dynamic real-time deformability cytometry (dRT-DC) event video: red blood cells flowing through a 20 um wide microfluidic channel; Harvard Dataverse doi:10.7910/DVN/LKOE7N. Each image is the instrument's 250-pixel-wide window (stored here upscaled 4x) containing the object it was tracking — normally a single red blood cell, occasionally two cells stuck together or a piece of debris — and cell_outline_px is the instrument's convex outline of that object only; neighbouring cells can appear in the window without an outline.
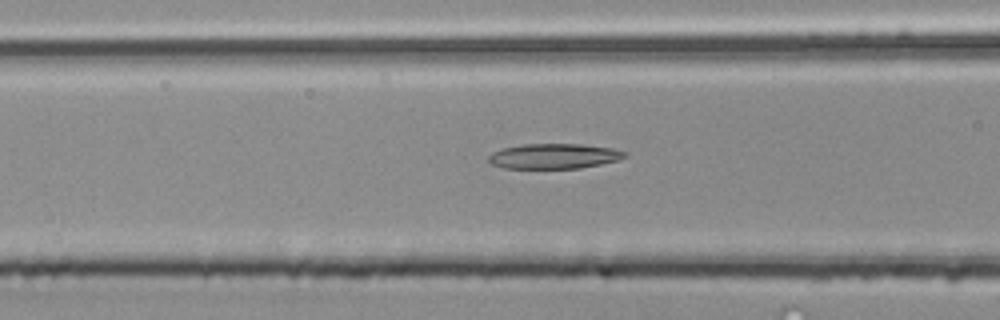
{"species": "common noctule bat (a hibernating species)", "species_latin": "Nyctalus noctula", "temperature_condition": "room temperature", "stored_images_in_passage": 38, "camera_frame_rate_fps": 3000, "um_per_image_px": 0.085, "animal": {"sex": "male", "body_mass_g": 20.4}, "frame": {"image": 1, "passage_image": 17, "time_ms": 5.333, "image_size_px": [1000, 320], "cell_outline_px": [[628, 156], [620, 160], [580, 168], [504, 168], [492, 164], [488, 160], [488, 156], [492, 152], [504, 148], [524, 144], [580, 144], [612, 148], [628, 152]], "centroid_in_image_um": [47.13, 13.27], "position_along_channel_um": 119.5, "area_um2": 19.94}}
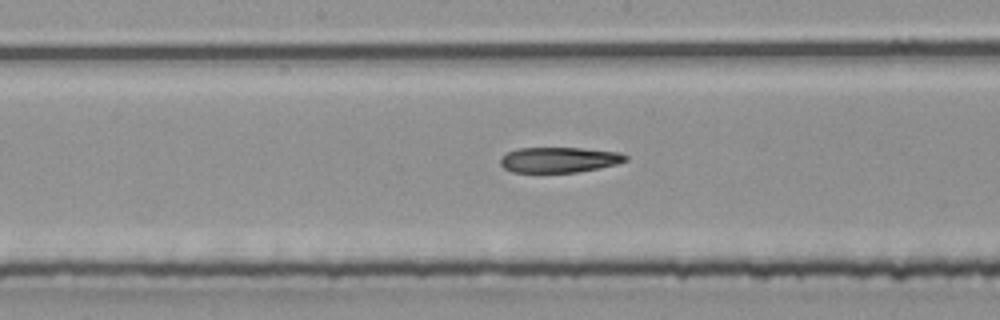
{"frame": {"image": 2, "passage_image": 23, "time_ms": 7.333, "image_size_px": [1000, 320], "cell_outline_px": [[628, 160], [616, 164], [600, 168], [576, 172], [512, 172], [504, 168], [500, 164], [500, 160], [508, 152], [520, 148], [580, 148], [620, 152], [628, 156]], "centroid_in_image_um": [47.56, 13.58], "position_along_channel_um": 200.6, "area_um2": 18.44}}
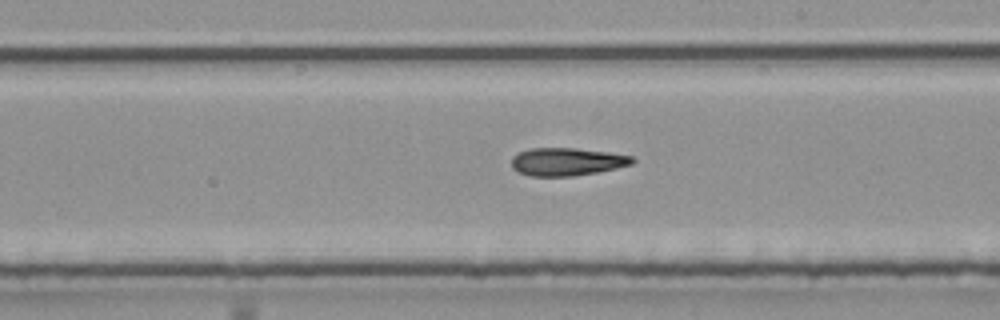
{"frame": {"image": 3, "passage_image": 26, "time_ms": 8.333, "image_size_px": [1000, 320], "cell_outline_px": [[636, 160], [632, 164], [616, 168], [596, 172], [572, 176], [528, 176], [512, 168], [512, 156], [520, 152], [532, 148], [576, 148], [608, 152], [632, 156]], "centroid_in_image_um": [48.19, 13.74], "position_along_channel_um": 240.8, "area_um2": 19.54}}